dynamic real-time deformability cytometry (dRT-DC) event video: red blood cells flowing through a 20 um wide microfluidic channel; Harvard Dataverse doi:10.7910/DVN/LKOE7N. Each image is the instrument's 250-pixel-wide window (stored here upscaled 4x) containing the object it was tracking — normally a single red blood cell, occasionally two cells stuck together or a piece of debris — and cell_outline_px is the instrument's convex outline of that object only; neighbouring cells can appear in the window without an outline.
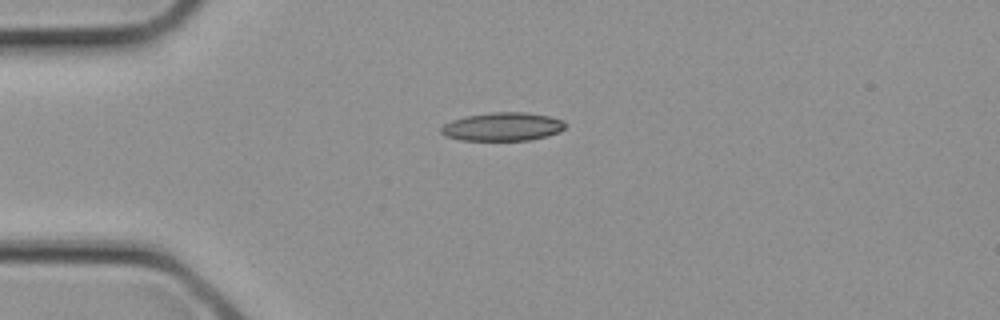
{"species": "common noctule bat (a hibernating species)", "species_latin": "Nyctalus noctula", "temperature_condition": "cold", "stored_images_in_passage": 4, "camera_frame_rate_fps": 3000, "um_per_image_px": 0.085, "animal": {"sex": "female", "body_mass_g": 21.9}, "frame": {"image": 1, "passage_image": 4, "time_ms": 1.0, "image_size_px": [1000, 320], "cell_outline_px": [[564, 128], [560, 132], [548, 136], [528, 140], [460, 140], [444, 136], [440, 132], [440, 128], [444, 124], [452, 120], [468, 116], [492, 112], [524, 112], [548, 116], [564, 120]], "centroid_in_image_um": [42.71, 10.77], "position_along_channel_um": 42.3, "area_um2": 20.52}}